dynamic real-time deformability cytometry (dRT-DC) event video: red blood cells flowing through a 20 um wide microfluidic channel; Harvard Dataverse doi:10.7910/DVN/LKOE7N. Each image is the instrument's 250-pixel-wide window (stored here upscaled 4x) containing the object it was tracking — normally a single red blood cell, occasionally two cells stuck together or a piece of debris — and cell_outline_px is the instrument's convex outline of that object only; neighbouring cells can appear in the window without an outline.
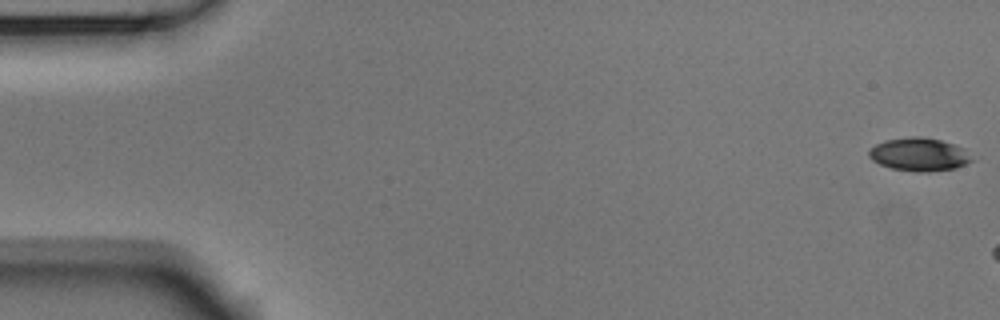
{"species": "Egyptian fruit bat (a non-hibernating species)", "species_latin": "Rousettus aegyptiacus", "temperature_condition": "room temperature", "stored_images_in_passage": 7, "camera_frame_rate_fps": 3000, "um_per_image_px": 0.085, "animal": {"sex": "male"}, "frame": {"image": 1, "passage_image": 1, "time_ms": 0.0, "image_size_px": [1000, 320], "cell_outline_px": [[972, 160], [956, 168], [928, 172], [920, 172], [892, 168], [880, 164], [872, 160], [868, 156], [868, 152], [876, 144], [884, 140], [912, 136], [924, 136], [956, 144], [964, 148]], "centroid_in_image_um": [78.11, 13.11], "position_along_channel_um": 6.9, "area_um2": 19.83}}